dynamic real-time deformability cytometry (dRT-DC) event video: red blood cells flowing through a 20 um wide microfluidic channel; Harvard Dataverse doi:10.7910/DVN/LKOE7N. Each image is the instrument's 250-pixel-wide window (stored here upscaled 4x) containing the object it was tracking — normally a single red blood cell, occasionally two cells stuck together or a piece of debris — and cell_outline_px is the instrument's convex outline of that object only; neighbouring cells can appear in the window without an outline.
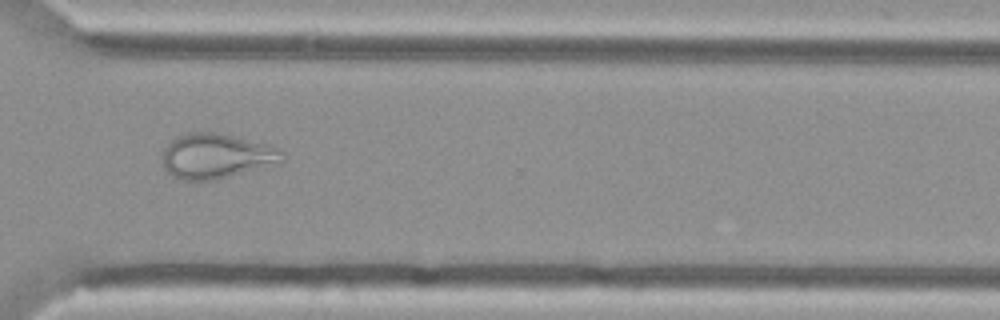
{"species": "Egyptian fruit bat (a non-hibernating species)", "species_latin": "Rousettus aegyptiacus", "temperature_condition": "cold", "stored_images_in_passage": 38, "camera_frame_rate_fps": 3000, "um_per_image_px": 0.085, "animal": {"sex": "female"}, "frame": {"image": 1, "passage_image": 24, "time_ms": 7.667, "image_size_px": [1000, 320], "cell_outline_px": [[284, 164], [216, 180], [180, 180], [172, 176], [164, 168], [160, 156], [164, 148], [176, 136], [188, 132], [216, 132], [268, 144], [280, 148], [284, 152]], "centroid_in_image_um": [18.44, 13.28], "position_along_channel_um": 352.2, "area_um2": 32.37}}
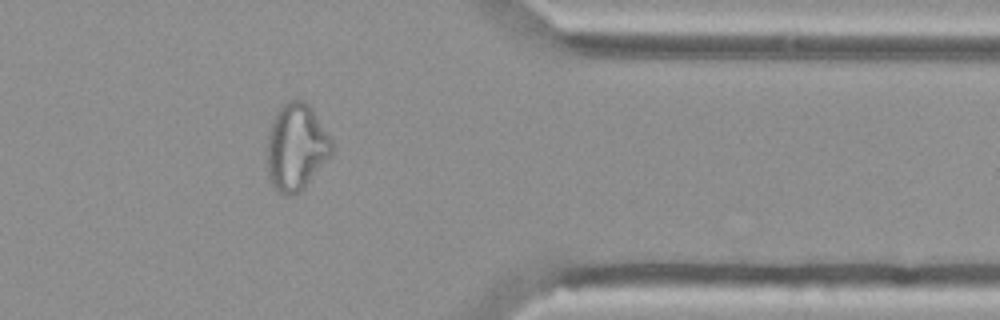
{"frame": {"image": 2, "passage_image": 28, "time_ms": 9.0, "image_size_px": [1000, 320], "cell_outline_px": [[332, 156], [304, 188], [300, 192], [292, 196], [288, 196], [280, 192], [268, 180], [268, 132], [272, 120], [276, 112], [288, 100], [304, 100], [312, 108], [332, 140]], "centroid_in_image_um": [25.19, 12.52], "position_along_channel_um": 386.2, "area_um2": 32.83}}